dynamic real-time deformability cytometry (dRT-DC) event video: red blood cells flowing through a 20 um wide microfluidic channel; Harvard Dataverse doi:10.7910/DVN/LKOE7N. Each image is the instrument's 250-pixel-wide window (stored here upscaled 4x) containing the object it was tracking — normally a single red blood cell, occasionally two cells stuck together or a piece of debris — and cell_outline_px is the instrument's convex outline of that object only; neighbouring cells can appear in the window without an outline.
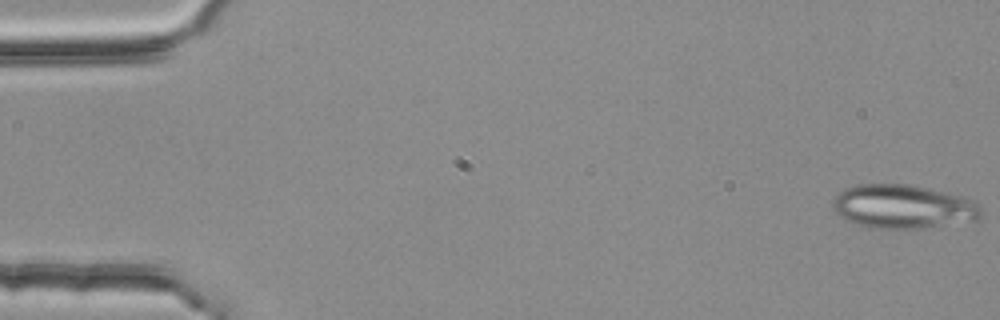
{"species": "common noctule bat (a hibernating species)", "species_latin": "Nyctalus noctula", "temperature_condition": "room temperature", "stored_images_in_passage": 4, "camera_frame_rate_fps": 3000, "um_per_image_px": 0.085, "animal": {"sex": "female", "body_mass_g": 25.1}, "frame": {"image": 1, "passage_image": 1, "time_ms": 0.0, "image_size_px": [1000, 320], "cell_outline_px": [[980, 216], [976, 220], [924, 228], [872, 228], [856, 224], [844, 220], [832, 208], [832, 200], [844, 188], [856, 184], [908, 184], [928, 188], [972, 200], [980, 204]], "centroid_in_image_um": [76.7, 17.56], "position_along_channel_um": 8.3, "area_um2": 37.74}}